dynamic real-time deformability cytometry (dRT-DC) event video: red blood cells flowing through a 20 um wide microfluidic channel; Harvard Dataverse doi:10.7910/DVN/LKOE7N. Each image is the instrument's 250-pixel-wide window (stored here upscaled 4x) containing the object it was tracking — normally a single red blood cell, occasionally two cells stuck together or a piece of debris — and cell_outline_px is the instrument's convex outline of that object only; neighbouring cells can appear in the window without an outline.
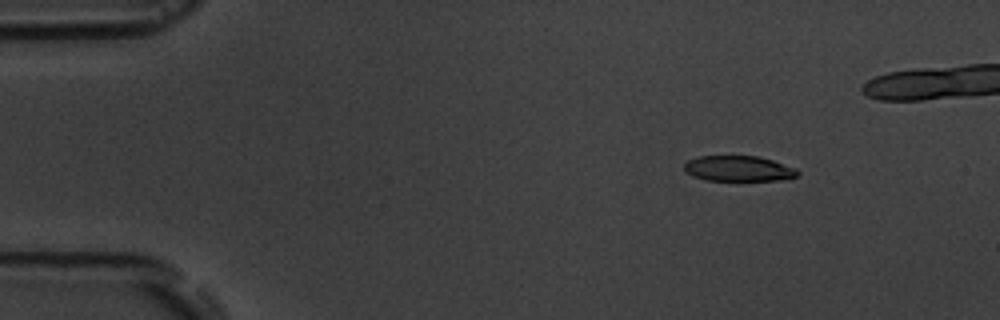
{"species": "common noctule bat (a hibernating species)", "species_latin": "Nyctalus noctula", "temperature_condition": "room temperature", "stored_images_in_passage": 7, "segment_of_instrument_passage": [1, 2], "camera_frame_rate_fps": 3000, "um_per_image_px": 0.085, "animal": {"sex": "male", "body_mass_g": 19.5, "forearm_length_mm": 54.6}, "frame": {"image": 1, "passage_image": 2, "time_ms": 1.333, "image_size_px": [1000, 320], "cell_outline_px": [[800, 176], [780, 180], [708, 180], [692, 176], [684, 168], [684, 164], [688, 160], [700, 156], [756, 156], [772, 160], [796, 168], [800, 172]], "centroid_in_image_um": [62.82, 14.33], "position_along_channel_um": 22.2, "area_um2": 16.76}}
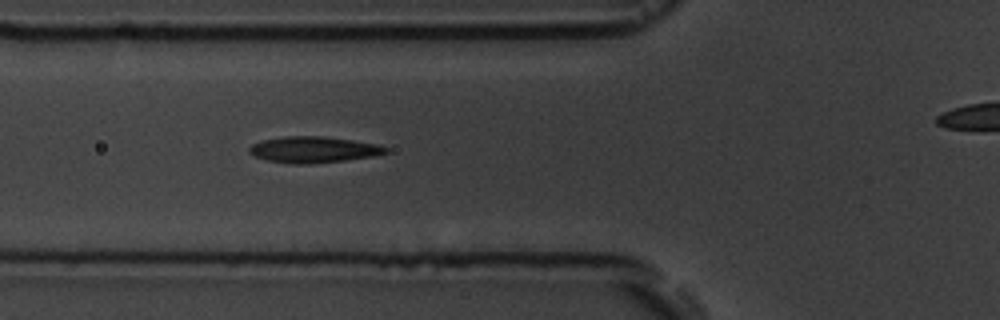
{"frame": {"image": 2, "passage_image": 6, "time_ms": 5.667, "image_size_px": [1000, 320], "cell_outline_px": [[388, 152], [372, 156], [344, 160], [308, 164], [296, 164], [268, 160], [256, 156], [248, 152], [248, 148], [252, 144], [260, 140], [284, 136], [324, 136], [380, 144], [388, 148]], "centroid_in_image_um": [26.64, 12.7], "position_along_channel_um": 99.2, "area_um2": 20.75}}